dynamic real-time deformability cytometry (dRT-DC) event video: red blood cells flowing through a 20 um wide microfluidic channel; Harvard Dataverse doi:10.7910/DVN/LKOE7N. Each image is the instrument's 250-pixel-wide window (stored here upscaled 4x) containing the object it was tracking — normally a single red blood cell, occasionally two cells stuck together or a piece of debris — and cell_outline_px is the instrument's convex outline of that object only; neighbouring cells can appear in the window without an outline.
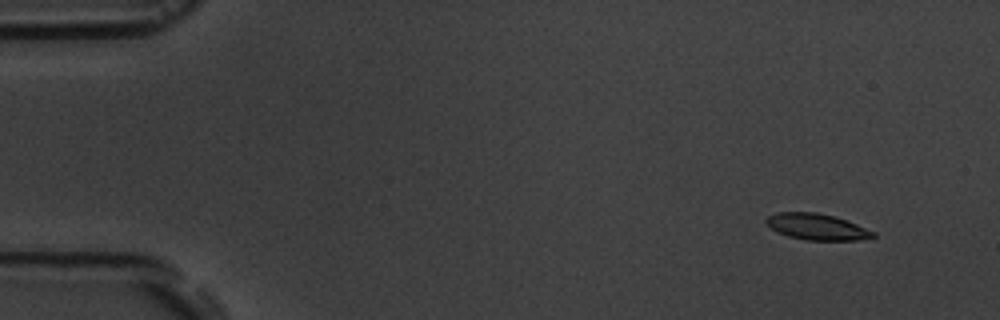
{"species": "common noctule bat (a hibernating species)", "species_latin": "Nyctalus noctula", "temperature_condition": "room temperature", "stored_images_in_passage": 4, "camera_frame_rate_fps": 3000, "um_per_image_px": 0.085, "animal": {"sex": "male", "body_mass_g": 19.5, "forearm_length_mm": 54.6}, "frame": {"image": 1, "passage_image": 1, "time_ms": 0.0, "image_size_px": [1000, 320], "cell_outline_px": [[876, 236], [856, 240], [808, 240], [788, 236], [772, 228], [764, 220], [768, 216], [776, 212], [816, 212], [832, 216], [856, 224], [876, 232]], "centroid_in_image_um": [69.43, 19.27], "position_along_channel_um": 15.6, "area_um2": 16.01}}
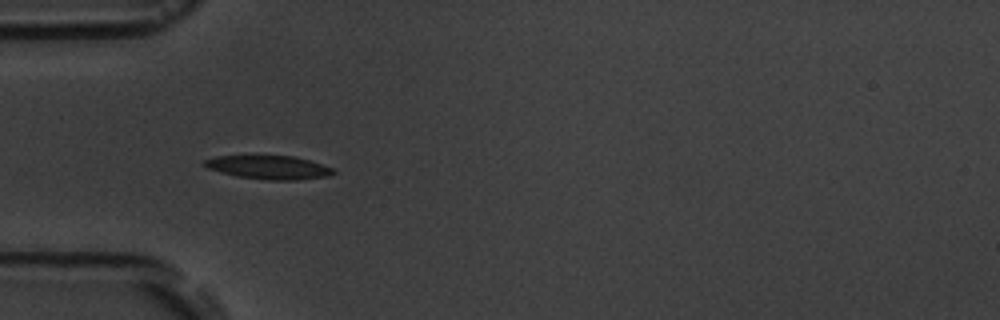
{"frame": {"image": 2, "passage_image": 4, "time_ms": 4.333, "image_size_px": [1000, 320], "cell_outline_px": [[336, 172], [328, 176], [296, 180], [268, 180], [236, 176], [220, 172], [208, 168], [200, 164], [204, 160], [216, 156], [252, 152], [296, 156], [332, 168]], "centroid_in_image_um": [22.74, 14.16], "position_along_channel_um": 62.3, "area_um2": 18.79}}